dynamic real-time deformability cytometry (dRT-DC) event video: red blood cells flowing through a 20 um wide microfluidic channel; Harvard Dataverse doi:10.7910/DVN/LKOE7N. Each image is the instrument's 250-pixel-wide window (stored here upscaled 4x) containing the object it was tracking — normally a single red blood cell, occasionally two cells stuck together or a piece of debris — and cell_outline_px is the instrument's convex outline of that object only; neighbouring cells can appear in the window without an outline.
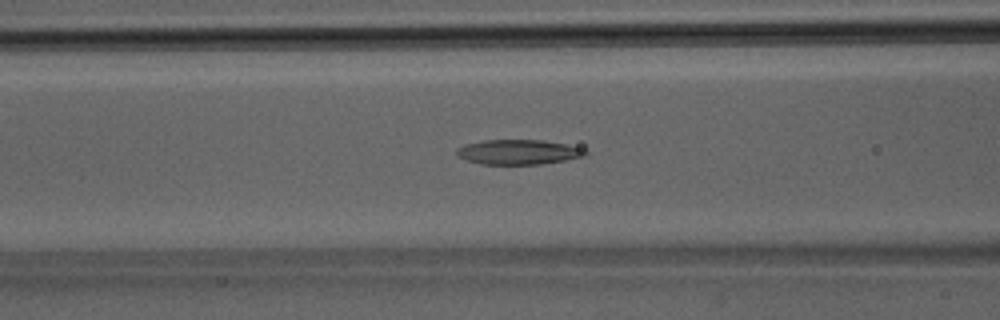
{"species": "Egyptian fruit bat (a non-hibernating species)", "species_latin": "Rousettus aegyptiacus", "temperature_condition": "room temperature", "stored_images_in_passage": 36, "camera_frame_rate_fps": 3000, "um_per_image_px": 0.085, "animal": {"sex": "male"}, "frame": {"image": 1, "passage_image": 15, "time_ms": 4.667, "image_size_px": [1000, 320], "cell_outline_px": [[588, 156], [540, 164], [480, 164], [456, 156], [456, 148], [464, 144], [484, 140], [544, 140], [568, 144], [580, 148], [588, 152]], "centroid_in_image_um": [44.06, 12.92], "position_along_channel_um": 122.5, "area_um2": 18.73}}
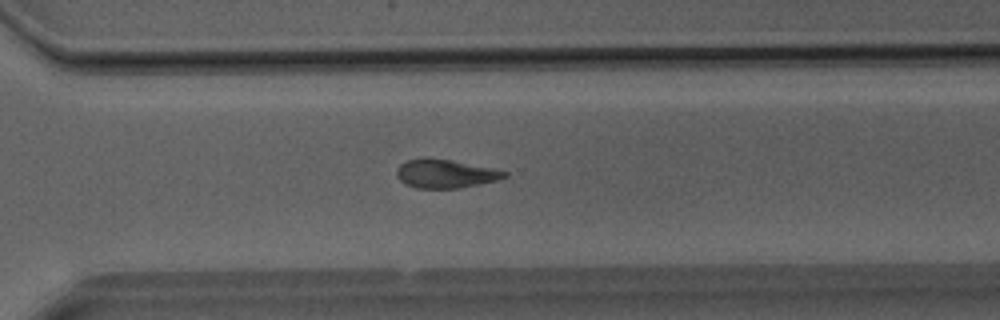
{"frame": {"image": 2, "passage_image": 27, "time_ms": 8.667, "image_size_px": [1000, 320], "cell_outline_px": [[508, 176], [496, 180], [460, 188], [416, 188], [404, 184], [396, 176], [396, 168], [400, 164], [408, 160], [424, 156], [452, 160], [492, 168], [508, 172]], "centroid_in_image_um": [37.8, 14.75], "position_along_channel_um": 332.8, "area_um2": 18.15}}
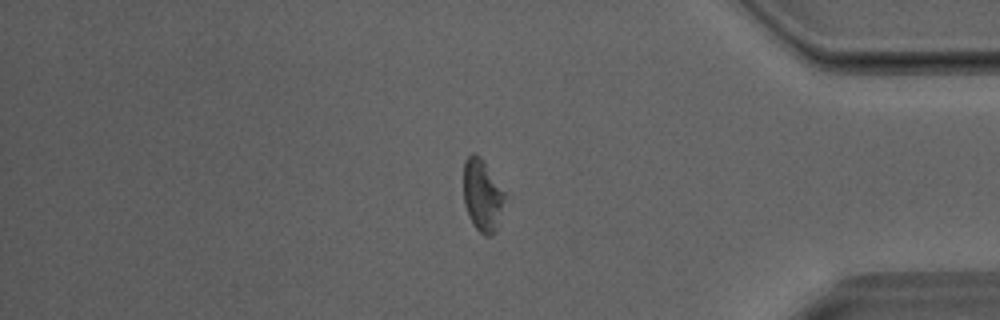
{"frame": {"image": 3, "passage_image": 32, "time_ms": 10.333, "image_size_px": [1000, 320], "cell_outline_px": [[508, 192], [496, 232], [492, 236], [484, 236], [472, 224], [468, 216], [464, 204], [464, 160], [472, 152], [480, 156]], "centroid_in_image_um": [41.04, 16.61], "position_along_channel_um": 394.2, "area_um2": 18.03}}